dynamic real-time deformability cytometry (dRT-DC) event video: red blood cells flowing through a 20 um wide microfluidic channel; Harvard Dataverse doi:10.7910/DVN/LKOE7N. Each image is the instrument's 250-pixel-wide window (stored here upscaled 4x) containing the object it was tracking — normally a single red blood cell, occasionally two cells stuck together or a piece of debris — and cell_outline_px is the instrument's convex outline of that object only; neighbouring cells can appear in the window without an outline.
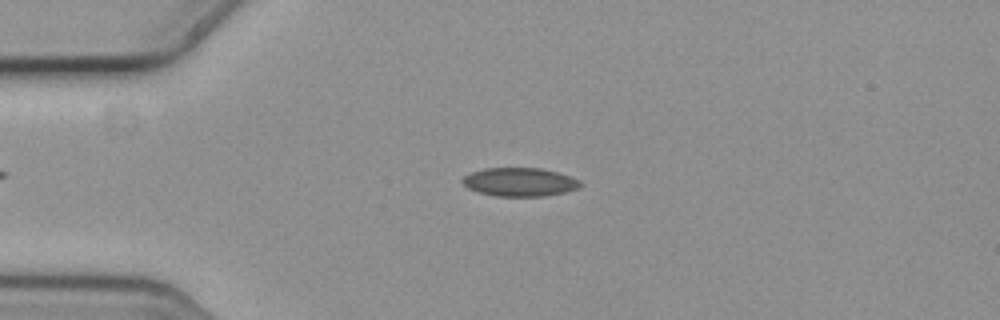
{"species": "common noctule bat (a hibernating species)", "species_latin": "Nyctalus noctula", "temperature_condition": "cold", "stored_images_in_passage": 56, "camera_frame_rate_fps": 3000, "um_per_image_px": 0.085, "animal": {"sex": "female", "body_mass_g": 19.3, "forearm_length_mm": 54.1}, "frame": {"image": 1, "passage_image": 13, "time_ms": 4.0, "image_size_px": [1000, 320], "cell_outline_px": [[584, 184], [580, 188], [564, 192], [544, 196], [496, 196], [480, 192], [468, 188], [460, 180], [464, 176], [472, 172], [484, 168], [540, 168], [556, 172], [580, 180]], "centroid_in_image_um": [44.19, 15.47], "position_along_channel_um": 40.8, "area_um2": 19.54}}
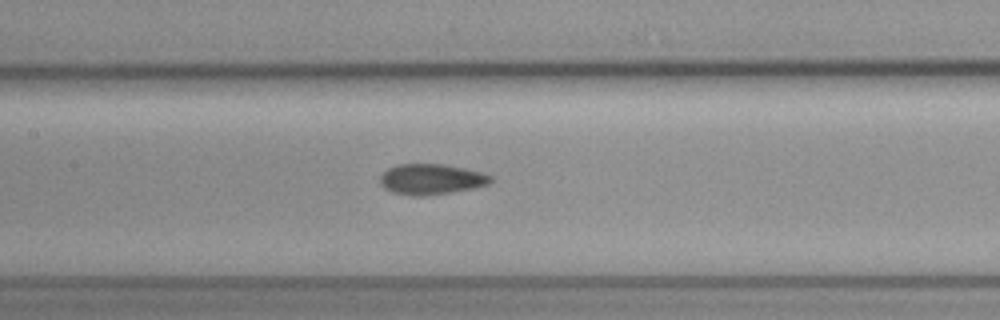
{"frame": {"image": 2, "passage_image": 26, "time_ms": 8.333, "image_size_px": [1000, 320], "cell_outline_px": [[492, 180], [488, 184], [472, 188], [452, 192], [424, 196], [412, 196], [392, 192], [384, 188], [380, 184], [380, 176], [388, 168], [396, 164], [444, 164], [464, 168], [480, 172], [492, 176]], "centroid_in_image_um": [36.62, 15.23], "position_along_channel_um": 170.8, "area_um2": 19.71}}
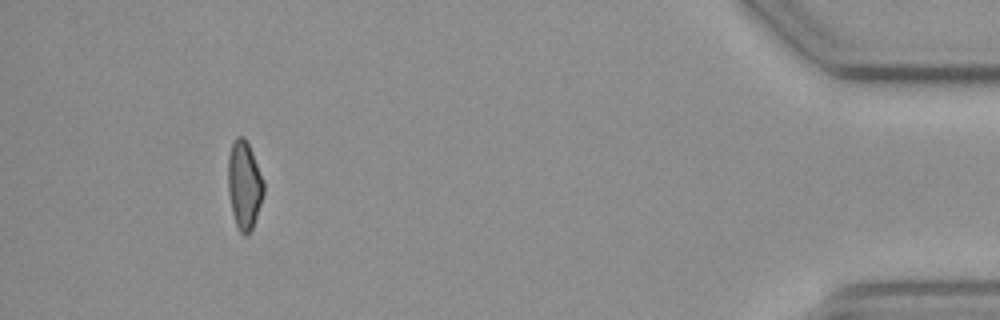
{"frame": {"image": 3, "passage_image": 52, "time_ms": 17.0, "image_size_px": [1000, 320], "cell_outline_px": [[264, 196], [252, 228], [244, 236], [240, 232], [236, 224], [232, 212], [228, 192], [228, 156], [232, 140], [236, 136], [244, 136], [252, 152], [264, 180]], "centroid_in_image_um": [20.76, 15.69], "position_along_channel_um": 414.4, "area_um2": 18.44}, "authors_computed_cell_mechanics": {"area_um2": 19.2185, "velocity_mm_per_s": 3.619, "shape_relaxation_time_tau1_ms": null, "shape_relaxation_time_tau2_ms": 3.2538, "deformation_change_tau1": null, "deformation_change_tau2": 0.091}}